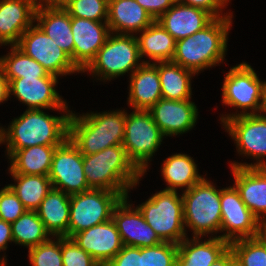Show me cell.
I'll return each mask as SVG.
<instances>
[{
	"label": "cell",
	"mask_w": 266,
	"mask_h": 266,
	"mask_svg": "<svg viewBox=\"0 0 266 266\" xmlns=\"http://www.w3.org/2000/svg\"><path fill=\"white\" fill-rule=\"evenodd\" d=\"M71 113L53 116L42 109H26L8 128L0 127V144L6 143V155L31 146H60L69 137Z\"/></svg>",
	"instance_id": "obj_1"
},
{
	"label": "cell",
	"mask_w": 266,
	"mask_h": 266,
	"mask_svg": "<svg viewBox=\"0 0 266 266\" xmlns=\"http://www.w3.org/2000/svg\"><path fill=\"white\" fill-rule=\"evenodd\" d=\"M232 17L233 15L215 18L202 30L176 41L172 62L195 74L221 64L227 51Z\"/></svg>",
	"instance_id": "obj_2"
},
{
	"label": "cell",
	"mask_w": 266,
	"mask_h": 266,
	"mask_svg": "<svg viewBox=\"0 0 266 266\" xmlns=\"http://www.w3.org/2000/svg\"><path fill=\"white\" fill-rule=\"evenodd\" d=\"M83 169L91 189H105L128 196L144 174L128 158L122 145L83 155ZM129 190V191H128Z\"/></svg>",
	"instance_id": "obj_3"
},
{
	"label": "cell",
	"mask_w": 266,
	"mask_h": 266,
	"mask_svg": "<svg viewBox=\"0 0 266 266\" xmlns=\"http://www.w3.org/2000/svg\"><path fill=\"white\" fill-rule=\"evenodd\" d=\"M126 112L115 110L102 113L70 114L69 138L83 155L122 145L125 134Z\"/></svg>",
	"instance_id": "obj_4"
},
{
	"label": "cell",
	"mask_w": 266,
	"mask_h": 266,
	"mask_svg": "<svg viewBox=\"0 0 266 266\" xmlns=\"http://www.w3.org/2000/svg\"><path fill=\"white\" fill-rule=\"evenodd\" d=\"M181 196L184 226L191 228L193 237L217 235L221 228V189L204 177Z\"/></svg>",
	"instance_id": "obj_5"
},
{
	"label": "cell",
	"mask_w": 266,
	"mask_h": 266,
	"mask_svg": "<svg viewBox=\"0 0 266 266\" xmlns=\"http://www.w3.org/2000/svg\"><path fill=\"white\" fill-rule=\"evenodd\" d=\"M140 59L136 34L111 32L96 57L82 72L90 71L92 76L100 77L98 80L110 81L128 72L132 74L143 63H149Z\"/></svg>",
	"instance_id": "obj_6"
},
{
	"label": "cell",
	"mask_w": 266,
	"mask_h": 266,
	"mask_svg": "<svg viewBox=\"0 0 266 266\" xmlns=\"http://www.w3.org/2000/svg\"><path fill=\"white\" fill-rule=\"evenodd\" d=\"M137 208L162 241L179 244L187 237L183 199L177 191L160 190Z\"/></svg>",
	"instance_id": "obj_7"
},
{
	"label": "cell",
	"mask_w": 266,
	"mask_h": 266,
	"mask_svg": "<svg viewBox=\"0 0 266 266\" xmlns=\"http://www.w3.org/2000/svg\"><path fill=\"white\" fill-rule=\"evenodd\" d=\"M265 82L259 79L254 69L246 62L230 68L222 85V103L242 111L222 115L221 124L238 115L259 114Z\"/></svg>",
	"instance_id": "obj_8"
},
{
	"label": "cell",
	"mask_w": 266,
	"mask_h": 266,
	"mask_svg": "<svg viewBox=\"0 0 266 266\" xmlns=\"http://www.w3.org/2000/svg\"><path fill=\"white\" fill-rule=\"evenodd\" d=\"M164 135L154 122L149 111L126 112L125 134L122 146L128 158L145 174L148 162L161 145Z\"/></svg>",
	"instance_id": "obj_9"
},
{
	"label": "cell",
	"mask_w": 266,
	"mask_h": 266,
	"mask_svg": "<svg viewBox=\"0 0 266 266\" xmlns=\"http://www.w3.org/2000/svg\"><path fill=\"white\" fill-rule=\"evenodd\" d=\"M124 198L120 193L91 189L70 195L68 238L112 219L114 207Z\"/></svg>",
	"instance_id": "obj_10"
},
{
	"label": "cell",
	"mask_w": 266,
	"mask_h": 266,
	"mask_svg": "<svg viewBox=\"0 0 266 266\" xmlns=\"http://www.w3.org/2000/svg\"><path fill=\"white\" fill-rule=\"evenodd\" d=\"M236 144L240 155L253 157L255 163L232 162L231 167H266V117L260 114L238 115L222 124Z\"/></svg>",
	"instance_id": "obj_11"
},
{
	"label": "cell",
	"mask_w": 266,
	"mask_h": 266,
	"mask_svg": "<svg viewBox=\"0 0 266 266\" xmlns=\"http://www.w3.org/2000/svg\"><path fill=\"white\" fill-rule=\"evenodd\" d=\"M221 239L229 243L237 239L257 237L266 227L241 200L235 186L221 189Z\"/></svg>",
	"instance_id": "obj_12"
},
{
	"label": "cell",
	"mask_w": 266,
	"mask_h": 266,
	"mask_svg": "<svg viewBox=\"0 0 266 266\" xmlns=\"http://www.w3.org/2000/svg\"><path fill=\"white\" fill-rule=\"evenodd\" d=\"M16 46L40 63L48 74L61 77L76 72L82 73L71 58L37 24H33L22 34Z\"/></svg>",
	"instance_id": "obj_13"
},
{
	"label": "cell",
	"mask_w": 266,
	"mask_h": 266,
	"mask_svg": "<svg viewBox=\"0 0 266 266\" xmlns=\"http://www.w3.org/2000/svg\"><path fill=\"white\" fill-rule=\"evenodd\" d=\"M48 177L54 189L69 195L91 190L83 169V154L69 137L56 147Z\"/></svg>",
	"instance_id": "obj_14"
},
{
	"label": "cell",
	"mask_w": 266,
	"mask_h": 266,
	"mask_svg": "<svg viewBox=\"0 0 266 266\" xmlns=\"http://www.w3.org/2000/svg\"><path fill=\"white\" fill-rule=\"evenodd\" d=\"M58 77L48 74L46 77L17 78L9 81V94H13L18 101L30 109L57 110L71 113L66 100L59 95L55 86Z\"/></svg>",
	"instance_id": "obj_15"
},
{
	"label": "cell",
	"mask_w": 266,
	"mask_h": 266,
	"mask_svg": "<svg viewBox=\"0 0 266 266\" xmlns=\"http://www.w3.org/2000/svg\"><path fill=\"white\" fill-rule=\"evenodd\" d=\"M128 198L129 196L122 198L112 212V219L123 244L141 248L162 243L163 241L146 223L139 209L133 208V205L129 203Z\"/></svg>",
	"instance_id": "obj_16"
},
{
	"label": "cell",
	"mask_w": 266,
	"mask_h": 266,
	"mask_svg": "<svg viewBox=\"0 0 266 266\" xmlns=\"http://www.w3.org/2000/svg\"><path fill=\"white\" fill-rule=\"evenodd\" d=\"M71 239L99 265H106L124 246L113 219L80 231Z\"/></svg>",
	"instance_id": "obj_17"
},
{
	"label": "cell",
	"mask_w": 266,
	"mask_h": 266,
	"mask_svg": "<svg viewBox=\"0 0 266 266\" xmlns=\"http://www.w3.org/2000/svg\"><path fill=\"white\" fill-rule=\"evenodd\" d=\"M71 31L74 40L73 63L82 72L96 57L111 32L107 22L78 17H71Z\"/></svg>",
	"instance_id": "obj_18"
},
{
	"label": "cell",
	"mask_w": 266,
	"mask_h": 266,
	"mask_svg": "<svg viewBox=\"0 0 266 266\" xmlns=\"http://www.w3.org/2000/svg\"><path fill=\"white\" fill-rule=\"evenodd\" d=\"M148 111L164 137L192 130L199 113L197 105L190 99L174 101L162 98Z\"/></svg>",
	"instance_id": "obj_19"
},
{
	"label": "cell",
	"mask_w": 266,
	"mask_h": 266,
	"mask_svg": "<svg viewBox=\"0 0 266 266\" xmlns=\"http://www.w3.org/2000/svg\"><path fill=\"white\" fill-rule=\"evenodd\" d=\"M241 200L266 227V167H231Z\"/></svg>",
	"instance_id": "obj_20"
},
{
	"label": "cell",
	"mask_w": 266,
	"mask_h": 266,
	"mask_svg": "<svg viewBox=\"0 0 266 266\" xmlns=\"http://www.w3.org/2000/svg\"><path fill=\"white\" fill-rule=\"evenodd\" d=\"M36 7L27 0H0V44L17 45L35 24Z\"/></svg>",
	"instance_id": "obj_21"
},
{
	"label": "cell",
	"mask_w": 266,
	"mask_h": 266,
	"mask_svg": "<svg viewBox=\"0 0 266 266\" xmlns=\"http://www.w3.org/2000/svg\"><path fill=\"white\" fill-rule=\"evenodd\" d=\"M214 19L204 9L175 2L156 21L178 41L202 30Z\"/></svg>",
	"instance_id": "obj_22"
},
{
	"label": "cell",
	"mask_w": 266,
	"mask_h": 266,
	"mask_svg": "<svg viewBox=\"0 0 266 266\" xmlns=\"http://www.w3.org/2000/svg\"><path fill=\"white\" fill-rule=\"evenodd\" d=\"M128 103L133 110L148 111L162 99L157 62L143 63L130 74Z\"/></svg>",
	"instance_id": "obj_23"
},
{
	"label": "cell",
	"mask_w": 266,
	"mask_h": 266,
	"mask_svg": "<svg viewBox=\"0 0 266 266\" xmlns=\"http://www.w3.org/2000/svg\"><path fill=\"white\" fill-rule=\"evenodd\" d=\"M155 20L136 0H109L107 24L110 32L138 34Z\"/></svg>",
	"instance_id": "obj_24"
},
{
	"label": "cell",
	"mask_w": 266,
	"mask_h": 266,
	"mask_svg": "<svg viewBox=\"0 0 266 266\" xmlns=\"http://www.w3.org/2000/svg\"><path fill=\"white\" fill-rule=\"evenodd\" d=\"M199 237H186L178 244L177 266H211L229 248L230 243L218 236L206 241Z\"/></svg>",
	"instance_id": "obj_25"
},
{
	"label": "cell",
	"mask_w": 266,
	"mask_h": 266,
	"mask_svg": "<svg viewBox=\"0 0 266 266\" xmlns=\"http://www.w3.org/2000/svg\"><path fill=\"white\" fill-rule=\"evenodd\" d=\"M36 22L73 62L74 40L70 14L63 7H38L35 13Z\"/></svg>",
	"instance_id": "obj_26"
},
{
	"label": "cell",
	"mask_w": 266,
	"mask_h": 266,
	"mask_svg": "<svg viewBox=\"0 0 266 266\" xmlns=\"http://www.w3.org/2000/svg\"><path fill=\"white\" fill-rule=\"evenodd\" d=\"M52 237L68 238L70 195L52 188L36 210Z\"/></svg>",
	"instance_id": "obj_27"
},
{
	"label": "cell",
	"mask_w": 266,
	"mask_h": 266,
	"mask_svg": "<svg viewBox=\"0 0 266 266\" xmlns=\"http://www.w3.org/2000/svg\"><path fill=\"white\" fill-rule=\"evenodd\" d=\"M140 33L136 38L141 58L147 56L153 63L172 61L176 40L156 20Z\"/></svg>",
	"instance_id": "obj_28"
},
{
	"label": "cell",
	"mask_w": 266,
	"mask_h": 266,
	"mask_svg": "<svg viewBox=\"0 0 266 266\" xmlns=\"http://www.w3.org/2000/svg\"><path fill=\"white\" fill-rule=\"evenodd\" d=\"M56 147L37 145L14 151L8 157L9 173L48 176Z\"/></svg>",
	"instance_id": "obj_29"
},
{
	"label": "cell",
	"mask_w": 266,
	"mask_h": 266,
	"mask_svg": "<svg viewBox=\"0 0 266 266\" xmlns=\"http://www.w3.org/2000/svg\"><path fill=\"white\" fill-rule=\"evenodd\" d=\"M192 158L185 153H176L164 160L161 175L168 185L164 190L177 191V188L184 187L187 191L204 178L198 174L197 164Z\"/></svg>",
	"instance_id": "obj_30"
},
{
	"label": "cell",
	"mask_w": 266,
	"mask_h": 266,
	"mask_svg": "<svg viewBox=\"0 0 266 266\" xmlns=\"http://www.w3.org/2000/svg\"><path fill=\"white\" fill-rule=\"evenodd\" d=\"M157 69L162 98L174 101L192 98L191 78L196 75L193 71L172 61L157 62Z\"/></svg>",
	"instance_id": "obj_31"
},
{
	"label": "cell",
	"mask_w": 266,
	"mask_h": 266,
	"mask_svg": "<svg viewBox=\"0 0 266 266\" xmlns=\"http://www.w3.org/2000/svg\"><path fill=\"white\" fill-rule=\"evenodd\" d=\"M17 183L8 184L14 191L24 208L29 211H36L42 200L51 191L52 183L45 175H26L10 173Z\"/></svg>",
	"instance_id": "obj_32"
},
{
	"label": "cell",
	"mask_w": 266,
	"mask_h": 266,
	"mask_svg": "<svg viewBox=\"0 0 266 266\" xmlns=\"http://www.w3.org/2000/svg\"><path fill=\"white\" fill-rule=\"evenodd\" d=\"M11 226L13 243L28 249L46 242L51 237L36 211L26 210Z\"/></svg>",
	"instance_id": "obj_33"
},
{
	"label": "cell",
	"mask_w": 266,
	"mask_h": 266,
	"mask_svg": "<svg viewBox=\"0 0 266 266\" xmlns=\"http://www.w3.org/2000/svg\"><path fill=\"white\" fill-rule=\"evenodd\" d=\"M11 51L0 57V66L8 81L17 78L46 77L48 72L33 58L27 56L16 45L10 47Z\"/></svg>",
	"instance_id": "obj_34"
},
{
	"label": "cell",
	"mask_w": 266,
	"mask_h": 266,
	"mask_svg": "<svg viewBox=\"0 0 266 266\" xmlns=\"http://www.w3.org/2000/svg\"><path fill=\"white\" fill-rule=\"evenodd\" d=\"M236 266H266V244L257 236L230 242Z\"/></svg>",
	"instance_id": "obj_35"
},
{
	"label": "cell",
	"mask_w": 266,
	"mask_h": 266,
	"mask_svg": "<svg viewBox=\"0 0 266 266\" xmlns=\"http://www.w3.org/2000/svg\"><path fill=\"white\" fill-rule=\"evenodd\" d=\"M109 0H68L63 8L71 17L107 22Z\"/></svg>",
	"instance_id": "obj_36"
},
{
	"label": "cell",
	"mask_w": 266,
	"mask_h": 266,
	"mask_svg": "<svg viewBox=\"0 0 266 266\" xmlns=\"http://www.w3.org/2000/svg\"><path fill=\"white\" fill-rule=\"evenodd\" d=\"M28 252L31 266H63L61 237H51L46 242L29 248Z\"/></svg>",
	"instance_id": "obj_37"
},
{
	"label": "cell",
	"mask_w": 266,
	"mask_h": 266,
	"mask_svg": "<svg viewBox=\"0 0 266 266\" xmlns=\"http://www.w3.org/2000/svg\"><path fill=\"white\" fill-rule=\"evenodd\" d=\"M178 244L163 241L142 247V266H177Z\"/></svg>",
	"instance_id": "obj_38"
},
{
	"label": "cell",
	"mask_w": 266,
	"mask_h": 266,
	"mask_svg": "<svg viewBox=\"0 0 266 266\" xmlns=\"http://www.w3.org/2000/svg\"><path fill=\"white\" fill-rule=\"evenodd\" d=\"M63 266H97L91 255L80 248L71 238L61 237Z\"/></svg>",
	"instance_id": "obj_39"
},
{
	"label": "cell",
	"mask_w": 266,
	"mask_h": 266,
	"mask_svg": "<svg viewBox=\"0 0 266 266\" xmlns=\"http://www.w3.org/2000/svg\"><path fill=\"white\" fill-rule=\"evenodd\" d=\"M25 211L22 202L8 185L0 190V219L12 224Z\"/></svg>",
	"instance_id": "obj_40"
},
{
	"label": "cell",
	"mask_w": 266,
	"mask_h": 266,
	"mask_svg": "<svg viewBox=\"0 0 266 266\" xmlns=\"http://www.w3.org/2000/svg\"><path fill=\"white\" fill-rule=\"evenodd\" d=\"M107 266H142V247L123 246Z\"/></svg>",
	"instance_id": "obj_41"
},
{
	"label": "cell",
	"mask_w": 266,
	"mask_h": 266,
	"mask_svg": "<svg viewBox=\"0 0 266 266\" xmlns=\"http://www.w3.org/2000/svg\"><path fill=\"white\" fill-rule=\"evenodd\" d=\"M178 3L201 8L212 14L215 18L231 16L232 14L224 13L222 14V9L226 7L230 0H175ZM221 13V14H220Z\"/></svg>",
	"instance_id": "obj_42"
},
{
	"label": "cell",
	"mask_w": 266,
	"mask_h": 266,
	"mask_svg": "<svg viewBox=\"0 0 266 266\" xmlns=\"http://www.w3.org/2000/svg\"><path fill=\"white\" fill-rule=\"evenodd\" d=\"M154 20H157L176 2L175 0H136Z\"/></svg>",
	"instance_id": "obj_43"
},
{
	"label": "cell",
	"mask_w": 266,
	"mask_h": 266,
	"mask_svg": "<svg viewBox=\"0 0 266 266\" xmlns=\"http://www.w3.org/2000/svg\"><path fill=\"white\" fill-rule=\"evenodd\" d=\"M9 242H13L12 226L0 219V251H5Z\"/></svg>",
	"instance_id": "obj_44"
},
{
	"label": "cell",
	"mask_w": 266,
	"mask_h": 266,
	"mask_svg": "<svg viewBox=\"0 0 266 266\" xmlns=\"http://www.w3.org/2000/svg\"><path fill=\"white\" fill-rule=\"evenodd\" d=\"M211 266H236V260L233 251L229 248Z\"/></svg>",
	"instance_id": "obj_45"
},
{
	"label": "cell",
	"mask_w": 266,
	"mask_h": 266,
	"mask_svg": "<svg viewBox=\"0 0 266 266\" xmlns=\"http://www.w3.org/2000/svg\"><path fill=\"white\" fill-rule=\"evenodd\" d=\"M9 81L4 75L3 69L0 66V103L8 101L9 97Z\"/></svg>",
	"instance_id": "obj_46"
},
{
	"label": "cell",
	"mask_w": 266,
	"mask_h": 266,
	"mask_svg": "<svg viewBox=\"0 0 266 266\" xmlns=\"http://www.w3.org/2000/svg\"><path fill=\"white\" fill-rule=\"evenodd\" d=\"M259 114L266 117V82L263 88L262 104Z\"/></svg>",
	"instance_id": "obj_47"
},
{
	"label": "cell",
	"mask_w": 266,
	"mask_h": 266,
	"mask_svg": "<svg viewBox=\"0 0 266 266\" xmlns=\"http://www.w3.org/2000/svg\"><path fill=\"white\" fill-rule=\"evenodd\" d=\"M68 0H48V7H63Z\"/></svg>",
	"instance_id": "obj_48"
},
{
	"label": "cell",
	"mask_w": 266,
	"mask_h": 266,
	"mask_svg": "<svg viewBox=\"0 0 266 266\" xmlns=\"http://www.w3.org/2000/svg\"><path fill=\"white\" fill-rule=\"evenodd\" d=\"M32 3L36 8L48 7V0H27Z\"/></svg>",
	"instance_id": "obj_49"
},
{
	"label": "cell",
	"mask_w": 266,
	"mask_h": 266,
	"mask_svg": "<svg viewBox=\"0 0 266 266\" xmlns=\"http://www.w3.org/2000/svg\"><path fill=\"white\" fill-rule=\"evenodd\" d=\"M258 237L266 244V228L258 235Z\"/></svg>",
	"instance_id": "obj_50"
},
{
	"label": "cell",
	"mask_w": 266,
	"mask_h": 266,
	"mask_svg": "<svg viewBox=\"0 0 266 266\" xmlns=\"http://www.w3.org/2000/svg\"><path fill=\"white\" fill-rule=\"evenodd\" d=\"M5 257L6 256L4 255L2 258H0V266H6L7 265V259Z\"/></svg>",
	"instance_id": "obj_51"
}]
</instances>
